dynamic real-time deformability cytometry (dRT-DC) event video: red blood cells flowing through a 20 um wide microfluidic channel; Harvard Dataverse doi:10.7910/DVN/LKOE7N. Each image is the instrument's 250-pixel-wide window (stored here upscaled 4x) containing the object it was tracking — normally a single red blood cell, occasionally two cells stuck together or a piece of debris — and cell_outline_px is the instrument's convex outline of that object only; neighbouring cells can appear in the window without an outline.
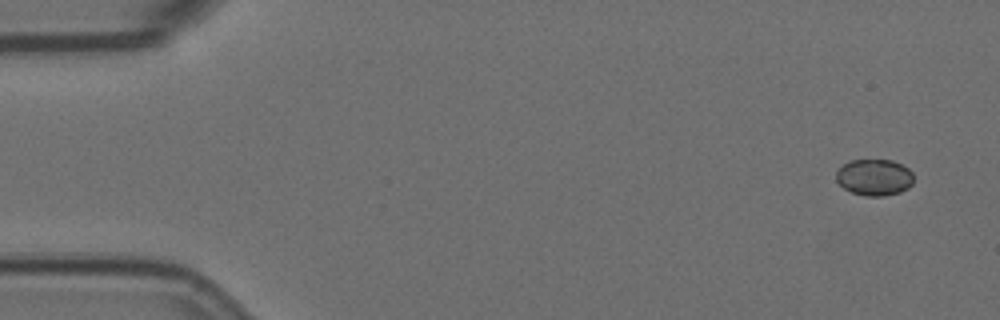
{"species": "Egyptian fruit bat (a non-hibernating species)", "species_latin": "Rousettus aegyptiacus", "temperature_condition": "room temperature", "stored_images_in_passage": 5, "camera_frame_rate_fps": 3000, "um_per_image_px": 0.085, "animal": {"sex": "female"}, "frame": {"image": 1, "passage_image": 1, "time_ms": 0.0, "image_size_px": [1000, 320], "cell_outline_px": [[912, 184], [908, 188], [900, 192], [884, 196], [864, 196], [852, 192], [844, 188], [836, 180], [836, 172], [844, 164], [852, 160], [892, 160], [908, 168], [912, 172]], "centroid_in_image_um": [74.32, 15.08], "position_along_channel_um": 10.7, "area_um2": 16.36}}
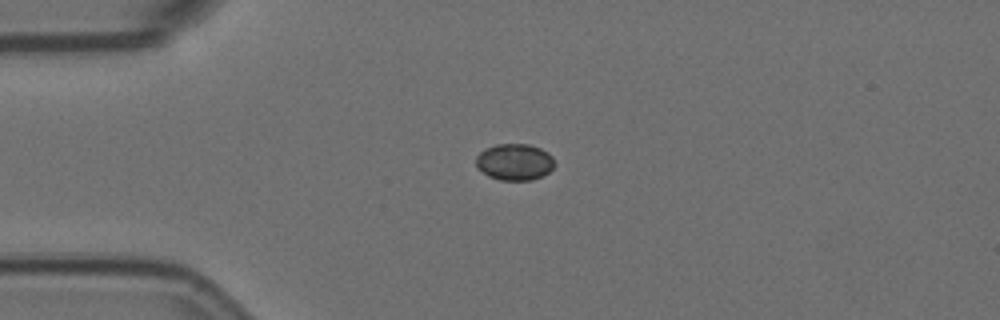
{"frame": {"image": 2, "passage_image": 4, "time_ms": 1.0, "image_size_px": [1000, 320], "cell_outline_px": [[552, 168], [548, 172], [532, 180], [500, 180], [488, 176], [476, 168], [476, 156], [484, 148], [496, 144], [528, 144], [540, 148], [548, 152], [552, 156]], "centroid_in_image_um": [43.68, 13.76], "position_along_channel_um": 41.3, "area_um2": 16.7}}